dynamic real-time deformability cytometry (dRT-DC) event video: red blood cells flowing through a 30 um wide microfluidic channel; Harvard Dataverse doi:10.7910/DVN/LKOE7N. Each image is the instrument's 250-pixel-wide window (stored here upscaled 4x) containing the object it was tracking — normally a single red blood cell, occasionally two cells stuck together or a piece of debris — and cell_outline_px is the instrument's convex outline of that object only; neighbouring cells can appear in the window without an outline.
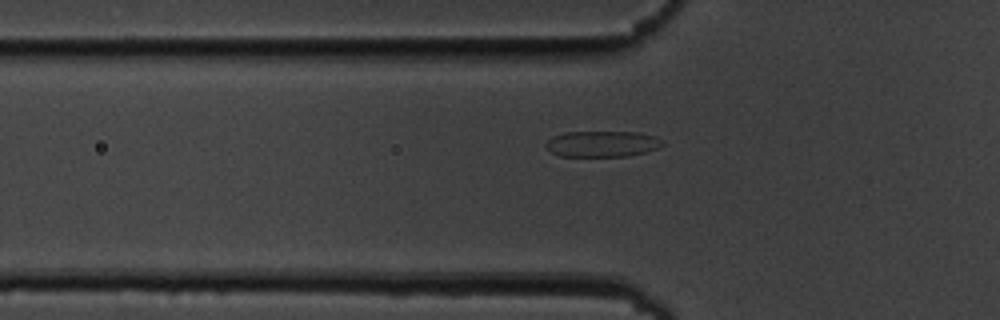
{"species": "common noctule bat (a hibernating species)", "species_latin": "Nyctalus noctula", "temperature_condition": "cold", "stored_images_in_passage": 38, "camera_frame_rate_fps": 3000, "um_per_image_px": 0.085, "animal": {"sex": "male", "body_mass_g": 19.5, "forearm_length_mm": 54.6}, "frame": {"image": 1, "passage_image": 2, "time_ms": 0.333, "image_size_px": [1000, 320], "cell_outline_px": [[664, 144], [656, 148], [644, 152], [628, 156], [560, 156], [552, 152], [544, 144], [552, 136], [564, 132], [636, 132], [656, 136], [664, 140]], "centroid_in_image_um": [51.19, 12.22], "position_along_channel_um": 74.6, "area_um2": 17.63}}
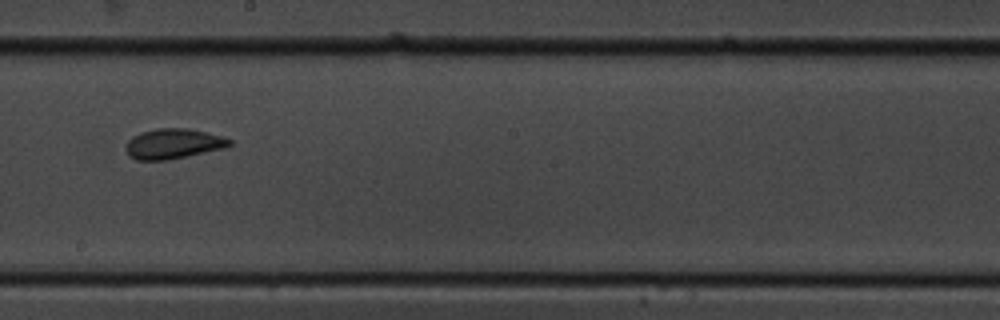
{"frame": {"image": 2, "passage_image": 15, "time_ms": 4.667, "image_size_px": [1000, 320], "cell_outline_px": [[232, 144], [224, 148], [168, 160], [136, 160], [128, 156], [124, 148], [128, 140], [132, 136], [140, 132], [156, 128], [188, 128], [220, 136], [232, 140]], "centroid_in_image_um": [14.66, 12.22], "position_along_channel_um": 233.5, "area_um2": 18.26}}
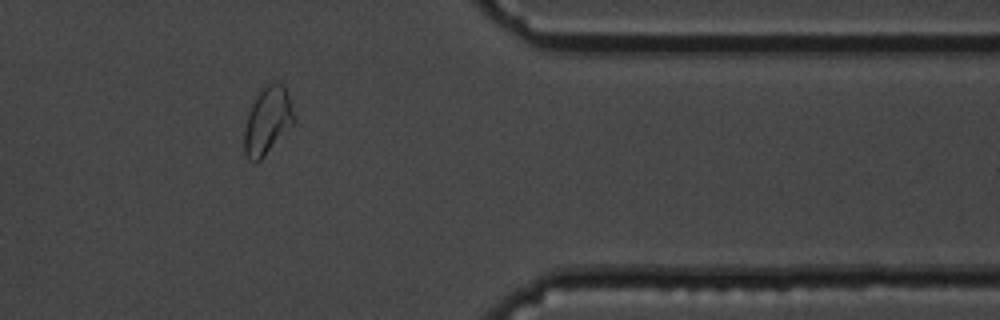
{"frame": {"image": 3, "passage_image": 29, "time_ms": 9.333, "image_size_px": [1000, 320], "cell_outline_px": [[296, 120], [264, 156], [256, 164], [252, 164], [244, 156], [244, 128], [252, 104], [256, 96], [268, 84], [276, 80], [280, 80], [284, 84], [296, 116]], "centroid_in_image_um": [22.74, 10.27], "position_along_channel_um": 388.7, "area_um2": 19.65}, "authors_computed_cell_mechanics": {"area_um2": 18.2359, "velocity_mm_per_s": 3.6622, "shape_relaxation_time_tau1_ms": 3.8821, "shape_relaxation_time_tau2_ms": 0.6343, "deformation_change_tau1": 0.1026, "deformation_change_tau2": 0.0668}}